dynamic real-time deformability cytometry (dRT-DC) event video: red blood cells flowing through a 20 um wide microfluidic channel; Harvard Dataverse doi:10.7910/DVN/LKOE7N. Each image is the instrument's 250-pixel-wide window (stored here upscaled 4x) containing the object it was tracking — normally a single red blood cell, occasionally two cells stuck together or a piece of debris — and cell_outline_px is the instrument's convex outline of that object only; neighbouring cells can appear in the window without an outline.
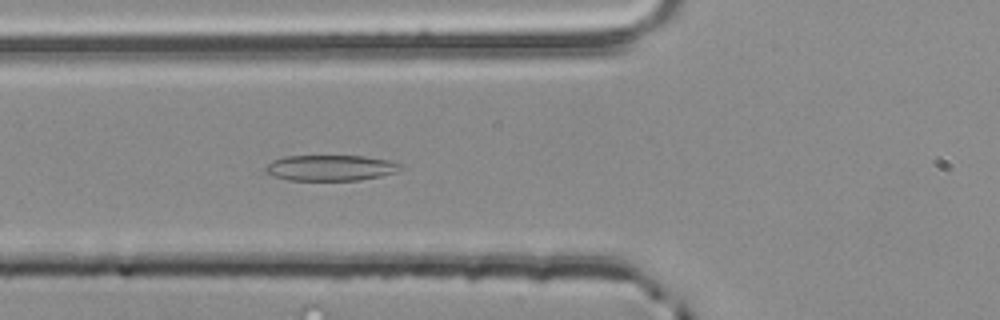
{"species": "common noctule bat (a hibernating species)", "species_latin": "Nyctalus noctula", "temperature_condition": "room temperature", "stored_images_in_passage": 42, "camera_frame_rate_fps": 3000, "um_per_image_px": 0.085, "animal": {"sex": "male", "body_mass_g": 20.4}, "frame": {"image": 1, "passage_image": 17, "time_ms": 5.333, "image_size_px": [1000, 320], "cell_outline_px": [[404, 164], [396, 172], [380, 176], [360, 180], [288, 180], [272, 176], [264, 172], [264, 168], [272, 160], [284, 156], [364, 156], [388, 160]], "centroid_in_image_um": [28.06, 14.27], "position_along_channel_um": 97.7, "area_um2": 20.35}}
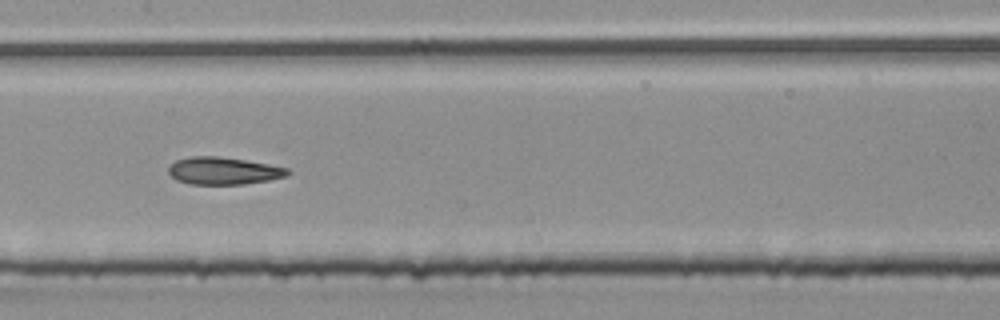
{"frame": {"image": 2, "passage_image": 24, "time_ms": 7.667, "image_size_px": [1000, 320], "cell_outline_px": [[292, 172], [288, 176], [268, 180], [244, 184], [188, 184], [176, 180], [168, 172], [168, 168], [176, 160], [192, 156], [220, 156], [268, 164], [288, 168]], "centroid_in_image_um": [19.01, 14.52], "position_along_channel_um": 188.4, "area_um2": 19.02}}
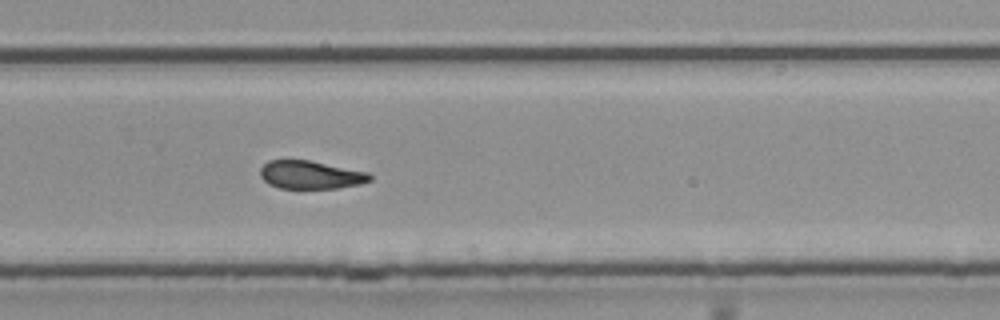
{"frame": {"image": 3, "passage_image": 33, "time_ms": 10.667, "image_size_px": [1000, 320], "cell_outline_px": [[372, 180], [360, 184], [336, 188], [280, 188], [268, 184], [260, 176], [260, 168], [268, 160], [308, 160], [368, 172], [372, 176]], "centroid_in_image_um": [26.39, 14.86], "position_along_channel_um": 303.4, "area_um2": 17.92}, "authors_computed_cell_mechanics": {"area_um2": 19.5364, "velocity_mm_per_s": 3.863, "shape_relaxation_time_tau1_ms": 4.9311, "shape_relaxation_time_tau2_ms": 1.7405, "deformation_change_tau1": 0.1438, "deformation_change_tau2": 0.0876}}